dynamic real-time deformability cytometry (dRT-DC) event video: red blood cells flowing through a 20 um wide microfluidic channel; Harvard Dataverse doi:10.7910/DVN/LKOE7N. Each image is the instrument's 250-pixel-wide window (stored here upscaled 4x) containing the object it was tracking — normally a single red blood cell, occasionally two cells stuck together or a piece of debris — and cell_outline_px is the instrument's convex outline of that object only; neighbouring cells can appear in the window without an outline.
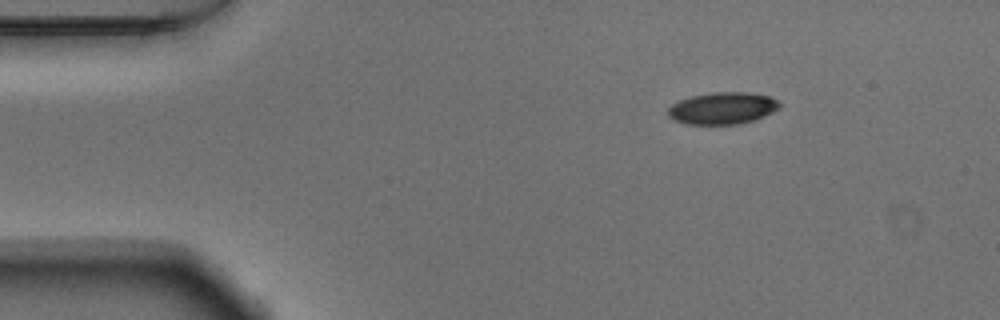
{"species": "Egyptian fruit bat (a non-hibernating species)", "species_latin": "Rousettus aegyptiacus", "temperature_condition": "warm", "stored_images_in_passage": 7, "camera_frame_rate_fps": 3000, "um_per_image_px": 0.085, "animal": {"sex": "male"}, "frame": {"image": 1, "passage_image": 1, "time_ms": 0.0, "image_size_px": [1000, 320], "cell_outline_px": [[780, 108], [764, 116], [752, 120], [736, 124], [684, 124], [668, 116], [668, 108], [672, 104], [680, 100], [692, 96], [712, 92], [744, 92], [768, 96], [776, 100], [780, 104]], "centroid_in_image_um": [61.39, 9.2], "position_along_channel_um": 23.6, "area_um2": 20.52}}